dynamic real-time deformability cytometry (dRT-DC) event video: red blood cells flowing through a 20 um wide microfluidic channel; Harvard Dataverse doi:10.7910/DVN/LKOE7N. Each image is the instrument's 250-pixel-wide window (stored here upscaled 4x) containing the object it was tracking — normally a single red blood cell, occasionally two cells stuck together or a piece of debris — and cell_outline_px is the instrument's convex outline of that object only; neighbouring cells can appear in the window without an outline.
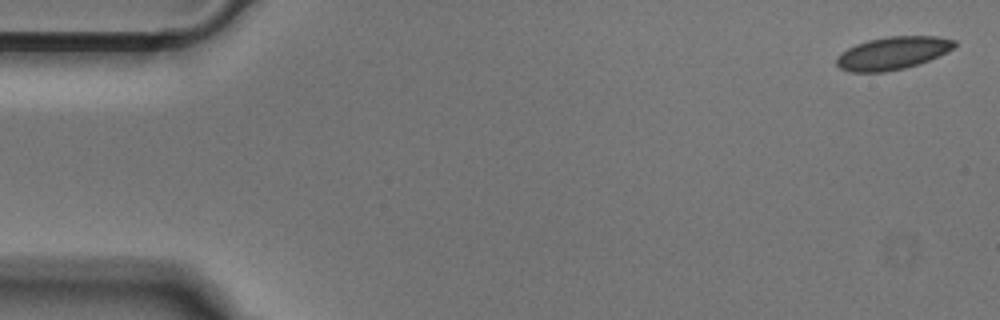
{"species": "Egyptian fruit bat (a non-hibernating species)", "species_latin": "Rousettus aegyptiacus", "temperature_condition": "cold", "stored_images_in_passage": 51, "camera_frame_rate_fps": 3000, "um_per_image_px": 0.085, "animal": {"sex": "male"}, "frame": {"image": 1, "passage_image": 1, "time_ms": 0.0, "image_size_px": [1000, 320], "cell_outline_px": [[956, 44], [948, 52], [928, 60], [904, 68], [884, 72], [848, 72], [840, 68], [836, 64], [836, 56], [848, 48], [856, 44], [868, 40], [888, 36], [936, 36], [956, 40]], "centroid_in_image_um": [75.85, 4.51], "position_along_channel_um": 9.1, "area_um2": 22.48}}
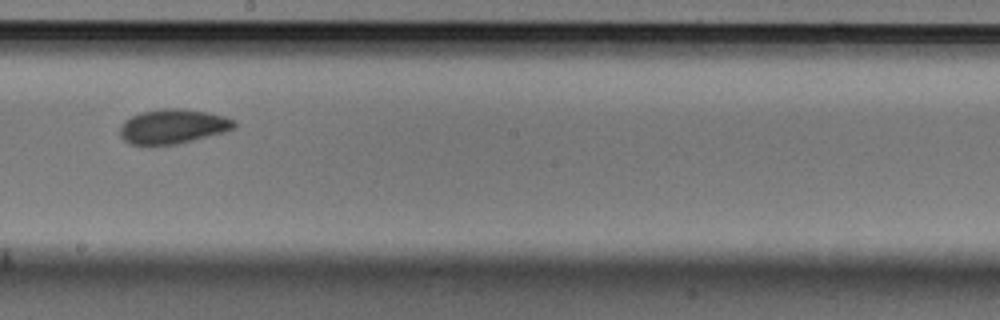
{"frame": {"image": 2, "passage_image": 28, "time_ms": 9.0, "image_size_px": [1000, 320], "cell_outline_px": [[236, 128], [224, 132], [176, 144], [152, 148], [148, 148], [128, 144], [120, 136], [120, 128], [124, 120], [140, 112], [160, 108], [180, 108], [208, 112], [224, 116], [236, 120]], "centroid_in_image_um": [14.65, 10.78], "position_along_channel_um": 233.6, "area_um2": 23.76}}
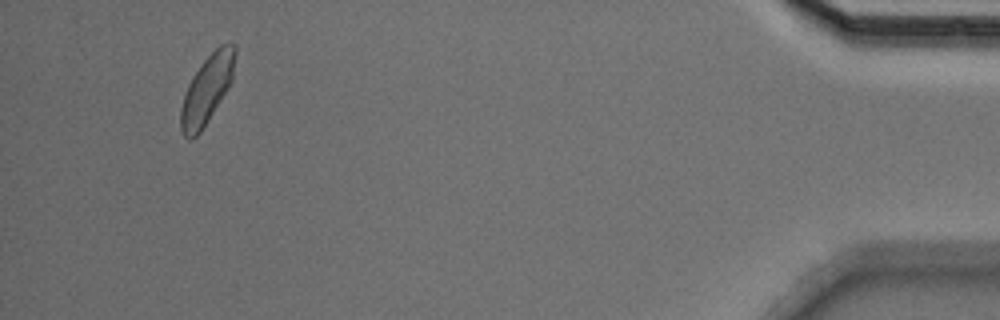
{"frame": {"image": 3, "passage_image": 48, "time_ms": 15.667, "image_size_px": [1000, 320], "cell_outline_px": [[236, 52], [232, 80], [228, 88], [200, 132], [192, 140], [188, 140], [184, 136], [180, 128], [180, 108], [188, 84], [192, 76], [204, 60], [220, 44], [236, 44]], "centroid_in_image_um": [17.58, 7.61], "position_along_channel_um": 417.6, "area_um2": 21.44}}